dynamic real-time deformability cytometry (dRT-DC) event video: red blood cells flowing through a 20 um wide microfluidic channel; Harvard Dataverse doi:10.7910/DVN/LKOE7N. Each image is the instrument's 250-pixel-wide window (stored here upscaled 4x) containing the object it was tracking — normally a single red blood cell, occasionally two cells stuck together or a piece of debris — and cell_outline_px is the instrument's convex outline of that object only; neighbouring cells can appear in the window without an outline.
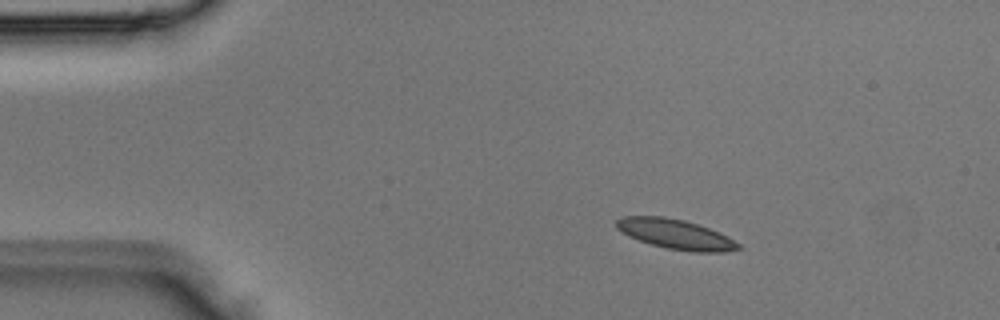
{"species": "Egyptian fruit bat (a non-hibernating species)", "species_latin": "Rousettus aegyptiacus", "temperature_condition": "room temperature", "stored_images_in_passage": 2, "camera_frame_rate_fps": 3000, "um_per_image_px": 0.085, "animal": {"sex": "male"}, "frame": {"image": 1, "passage_image": 1, "time_ms": 0.0, "image_size_px": [1000, 320], "cell_outline_px": [[744, 248], [724, 252], [692, 252], [668, 248], [652, 244], [628, 236], [616, 228], [616, 220], [624, 216], [664, 216], [684, 220], [708, 228], [728, 236], [740, 244]], "centroid_in_image_um": [57.45, 19.91], "position_along_channel_um": 27.6, "area_um2": 21.1}}